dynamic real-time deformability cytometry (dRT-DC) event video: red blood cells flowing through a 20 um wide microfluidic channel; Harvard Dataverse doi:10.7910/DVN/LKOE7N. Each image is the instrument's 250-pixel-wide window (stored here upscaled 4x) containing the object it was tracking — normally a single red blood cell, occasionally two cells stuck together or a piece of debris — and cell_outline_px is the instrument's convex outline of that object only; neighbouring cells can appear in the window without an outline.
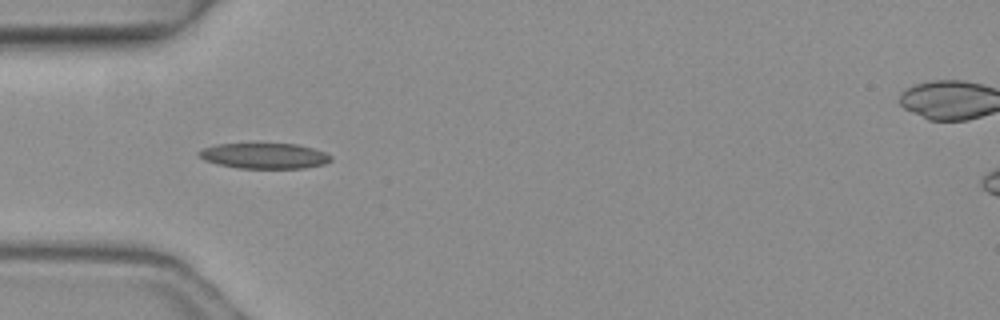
{"species": "common noctule bat (a hibernating species)", "species_latin": "Nyctalus noctula", "temperature_condition": "warm", "stored_images_in_passage": 6, "camera_frame_rate_fps": 3000, "um_per_image_px": 0.085, "animal": {"sex": "female", "body_mass_g": 19.3, "forearm_length_mm": 54.1}, "frame": {"image": 1, "passage_image": 4, "time_ms": 1.0, "image_size_px": [1000, 320], "cell_outline_px": [[332, 160], [324, 164], [304, 168], [240, 168], [216, 164], [204, 160], [196, 152], [204, 148], [216, 144], [296, 144], [312, 148], [324, 152], [332, 156]], "centroid_in_image_um": [22.47, 13.25], "position_along_channel_um": 62.5, "area_um2": 19.54}}
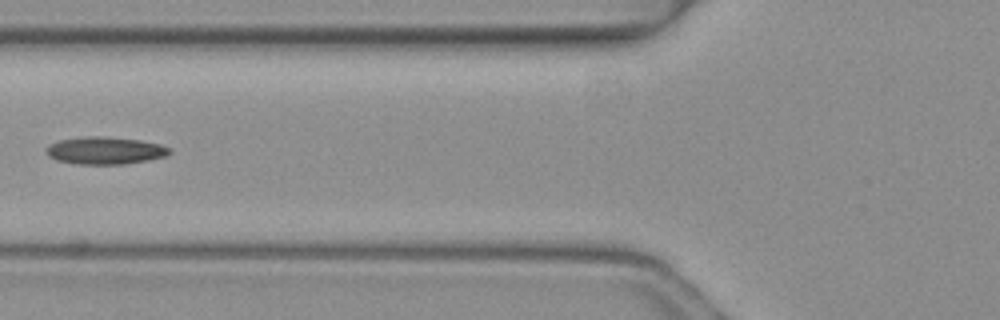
{"frame": {"image": 2, "passage_image": 5, "time_ms": 1.333, "image_size_px": [1000, 320], "cell_outline_px": [[172, 152], [168, 156], [148, 160], [124, 164], [76, 164], [56, 160], [48, 156], [48, 148], [52, 144], [60, 140], [92, 136], [100, 136], [140, 140], [160, 144], [172, 148]], "centroid_in_image_um": [9.02, 12.81], "position_along_channel_um": 116.8, "area_um2": 19.54}}
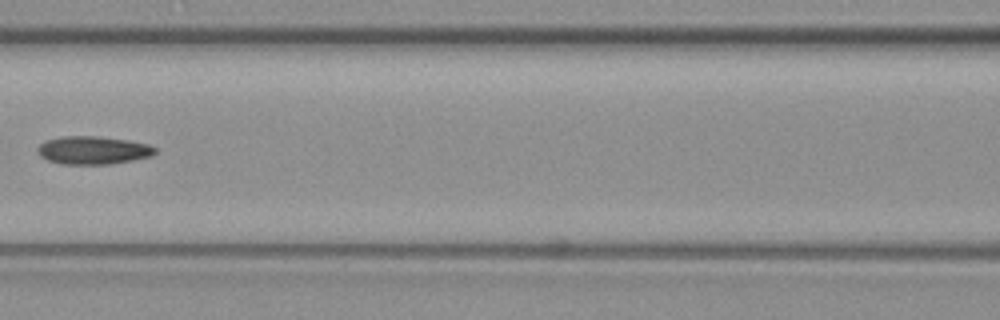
{"frame": {"image": 3, "passage_image": 6, "time_ms": 1.667, "image_size_px": [1000, 320], "cell_outline_px": [[156, 152], [152, 156], [112, 164], [60, 164], [48, 160], [40, 156], [36, 152], [36, 148], [44, 140], [64, 136], [96, 136], [128, 140], [148, 144], [156, 148]], "centroid_in_image_um": [7.88, 12.77], "position_along_channel_um": 158.7, "area_um2": 19.36}}